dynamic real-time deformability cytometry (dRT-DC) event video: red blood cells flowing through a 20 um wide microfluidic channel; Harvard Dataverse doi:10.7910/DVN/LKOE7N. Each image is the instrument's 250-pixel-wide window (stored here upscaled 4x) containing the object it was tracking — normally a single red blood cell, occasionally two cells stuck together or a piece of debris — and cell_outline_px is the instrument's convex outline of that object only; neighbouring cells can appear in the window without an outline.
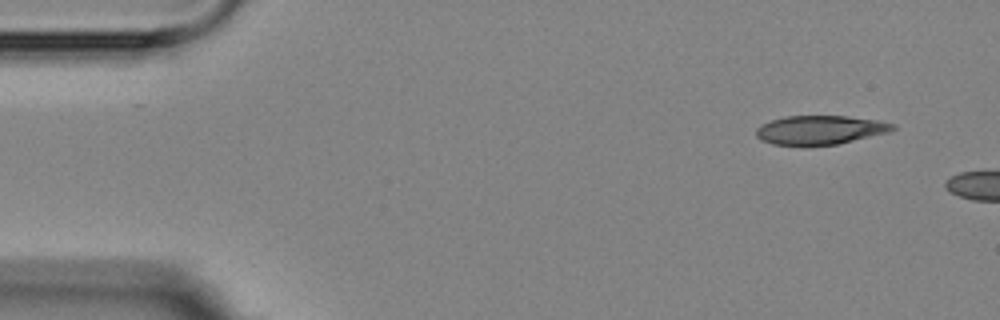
{"species": "Egyptian fruit bat (a non-hibernating species)", "species_latin": "Rousettus aegyptiacus", "temperature_condition": "room temperature", "stored_images_in_passage": 2, "camera_frame_rate_fps": 3000, "um_per_image_px": 0.085, "animal": {"sex": "female"}, "frame": {"image": 1, "passage_image": 1, "time_ms": 0.0, "image_size_px": [1000, 320], "cell_outline_px": [[896, 128], [888, 132], [836, 144], [772, 144], [760, 140], [756, 136], [756, 128], [760, 124], [784, 116], [848, 116], [876, 120], [896, 124]], "centroid_in_image_um": [69.68, 11.02], "position_along_channel_um": 15.3, "area_um2": 22.66}}